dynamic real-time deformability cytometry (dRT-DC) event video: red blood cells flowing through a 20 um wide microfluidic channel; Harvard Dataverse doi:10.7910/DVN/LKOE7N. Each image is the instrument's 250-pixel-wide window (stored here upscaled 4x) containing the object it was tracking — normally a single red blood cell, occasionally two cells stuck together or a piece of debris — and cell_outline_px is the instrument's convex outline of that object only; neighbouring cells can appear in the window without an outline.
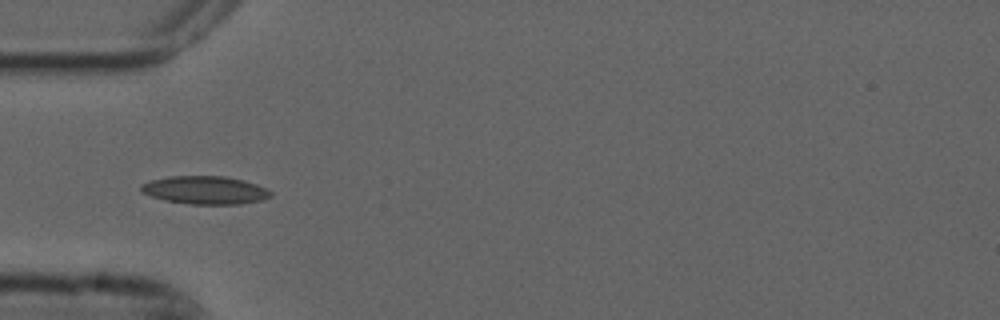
{"species": "common noctule bat (a hibernating species)", "species_latin": "Nyctalus noctula", "temperature_condition": "cold", "stored_images_in_passage": 8, "camera_frame_rate_fps": 3000, "um_per_image_px": 0.085, "animal": {"sex": "male", "forearm_length_mm": 52.5}, "frame": {"image": 1, "passage_image": 4, "time_ms": 1.0, "image_size_px": [1000, 320], "cell_outline_px": [[272, 196], [264, 200], [240, 204], [188, 204], [168, 200], [152, 196], [140, 192], [140, 184], [152, 180], [168, 176], [224, 176], [244, 180], [256, 184], [272, 192]], "centroid_in_image_um": [17.44, 16.16], "position_along_channel_um": 67.6, "area_um2": 21.21}}
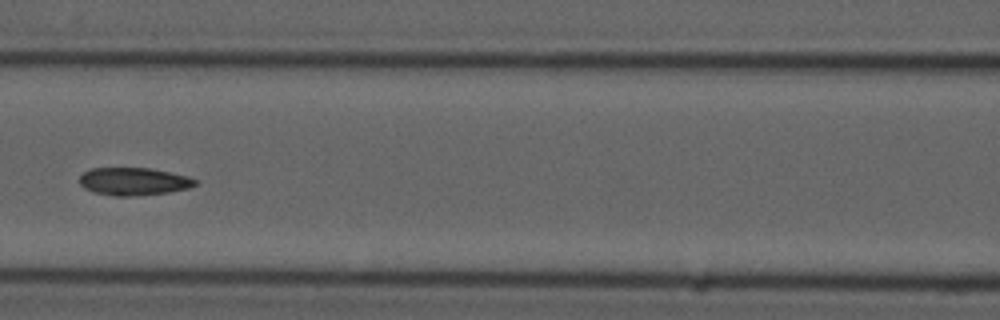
{"frame": {"image": 2, "passage_image": 6, "time_ms": 1.667, "image_size_px": [1000, 320], "cell_outline_px": [[200, 184], [188, 188], [168, 192], [136, 196], [112, 196], [92, 192], [84, 188], [80, 184], [80, 176], [84, 172], [92, 168], [148, 168], [188, 176], [196, 180]], "centroid_in_image_um": [11.36, 15.43], "position_along_channel_um": 155.2, "area_um2": 18.73}}
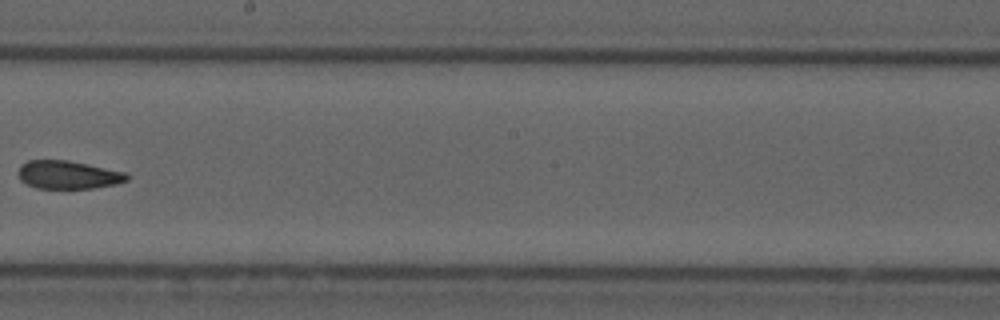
{"frame": {"image": 3, "passage_image": 8, "time_ms": 2.333, "image_size_px": [1000, 320], "cell_outline_px": [[132, 176], [128, 180], [116, 184], [92, 188], [36, 188], [20, 180], [20, 164], [28, 160], [68, 160], [88, 164], [124, 172]], "centroid_in_image_um": [5.82, 14.85], "position_along_channel_um": 242.4, "area_um2": 17.74}}